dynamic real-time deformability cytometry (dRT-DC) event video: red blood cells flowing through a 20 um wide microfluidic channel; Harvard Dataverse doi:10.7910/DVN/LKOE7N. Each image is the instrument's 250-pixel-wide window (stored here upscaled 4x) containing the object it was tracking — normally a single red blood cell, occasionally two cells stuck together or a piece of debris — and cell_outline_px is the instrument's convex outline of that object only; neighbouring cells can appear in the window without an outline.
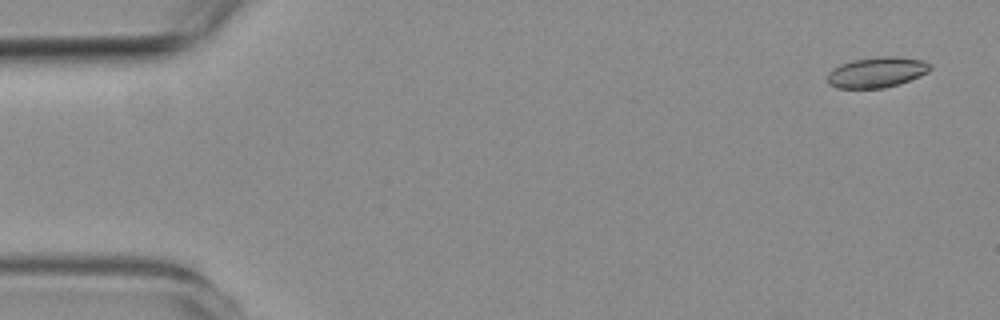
{"species": "common noctule bat (a hibernating species)", "species_latin": "Nyctalus noctula", "temperature_condition": "room temperature", "stored_images_in_passage": 6, "camera_frame_rate_fps": 3000, "um_per_image_px": 0.085, "animal": {"sex": "female", "body_mass_g": 19.3, "forearm_length_mm": 54.1}, "frame": {"image": 1, "passage_image": 1, "time_ms": 0.0, "image_size_px": [1000, 320], "cell_outline_px": [[932, 68], [928, 72], [900, 84], [884, 88], [836, 88], [828, 84], [828, 72], [832, 68], [840, 64], [852, 60], [880, 56], [896, 56], [924, 60], [932, 64]], "centroid_in_image_um": [74.54, 6.13], "position_along_channel_um": 10.5, "area_um2": 18.5}}
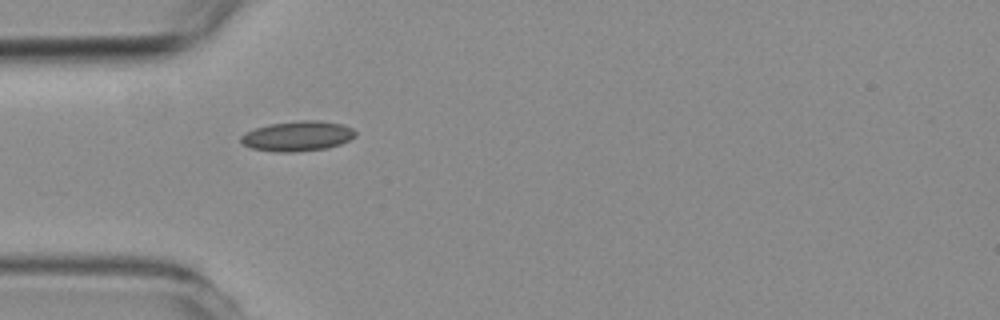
{"frame": {"image": 2, "passage_image": 5, "time_ms": 4.667, "image_size_px": [1000, 320], "cell_outline_px": [[356, 136], [340, 144], [328, 148], [296, 152], [272, 152], [252, 148], [244, 144], [240, 140], [240, 136], [256, 128], [268, 124], [300, 120], [316, 120], [340, 124], [352, 128], [356, 132]], "centroid_in_image_um": [25.29, 11.57], "position_along_channel_um": 59.7, "area_um2": 20.0}}
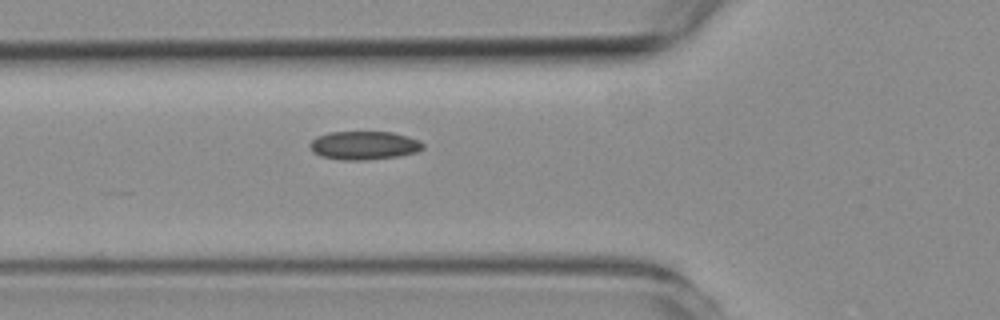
{"frame": {"image": 3, "passage_image": 6, "time_ms": 5.667, "image_size_px": [1000, 320], "cell_outline_px": [[424, 148], [416, 152], [400, 156], [364, 160], [340, 160], [320, 156], [312, 152], [308, 144], [316, 136], [328, 132], [392, 132], [408, 136], [420, 140], [424, 144]], "centroid_in_image_um": [30.93, 12.36], "position_along_channel_um": 94.9, "area_um2": 19.02}}